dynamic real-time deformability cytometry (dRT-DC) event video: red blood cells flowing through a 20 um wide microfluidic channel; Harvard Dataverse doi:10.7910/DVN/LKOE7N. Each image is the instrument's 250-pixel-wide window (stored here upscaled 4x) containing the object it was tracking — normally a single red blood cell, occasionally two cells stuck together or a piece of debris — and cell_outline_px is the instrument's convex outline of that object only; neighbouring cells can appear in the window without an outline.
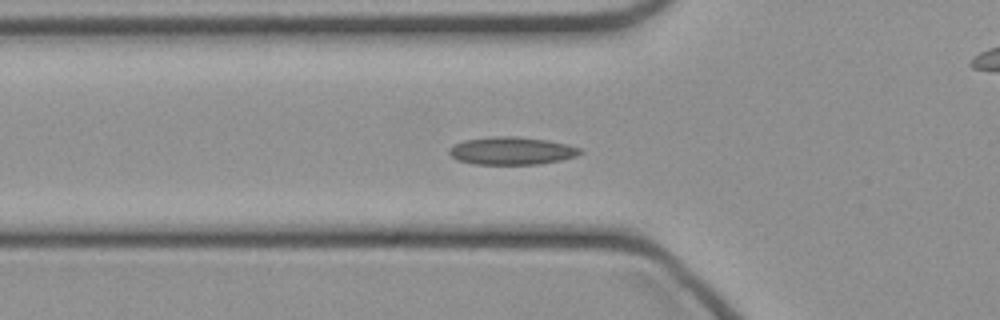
{"species": "common noctule bat (a hibernating species)", "species_latin": "Nyctalus noctula", "temperature_condition": "cold", "stored_images_in_passage": 17, "camera_frame_rate_fps": 3000, "um_per_image_px": 0.085, "animal": {"sex": "female", "body_mass_g": 21.9}, "frame": {"image": 1, "passage_image": 4, "time_ms": 1.0, "image_size_px": [1000, 320], "cell_outline_px": [[584, 152], [576, 156], [560, 160], [540, 164], [472, 164], [456, 160], [448, 152], [448, 148], [464, 140], [492, 136], [516, 136], [548, 140], [568, 144], [580, 148]], "centroid_in_image_um": [43.49, 12.81], "position_along_channel_um": 82.3, "area_um2": 21.33}}
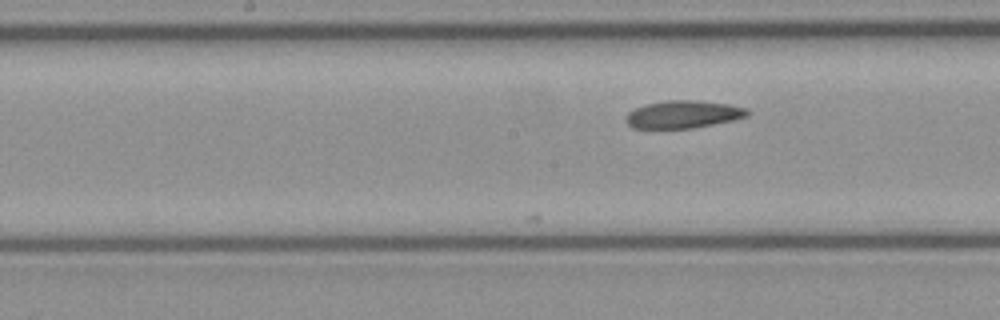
{"frame": {"image": 2, "passage_image": 17, "time_ms": 5.333, "image_size_px": [1000, 320], "cell_outline_px": [[748, 116], [732, 120], [692, 128], [632, 128], [624, 120], [624, 116], [628, 112], [636, 108], [648, 104], [668, 100], [696, 100], [728, 104], [748, 108]], "centroid_in_image_um": [58.05, 9.72], "position_along_channel_um": 190.2, "area_um2": 19.42}}